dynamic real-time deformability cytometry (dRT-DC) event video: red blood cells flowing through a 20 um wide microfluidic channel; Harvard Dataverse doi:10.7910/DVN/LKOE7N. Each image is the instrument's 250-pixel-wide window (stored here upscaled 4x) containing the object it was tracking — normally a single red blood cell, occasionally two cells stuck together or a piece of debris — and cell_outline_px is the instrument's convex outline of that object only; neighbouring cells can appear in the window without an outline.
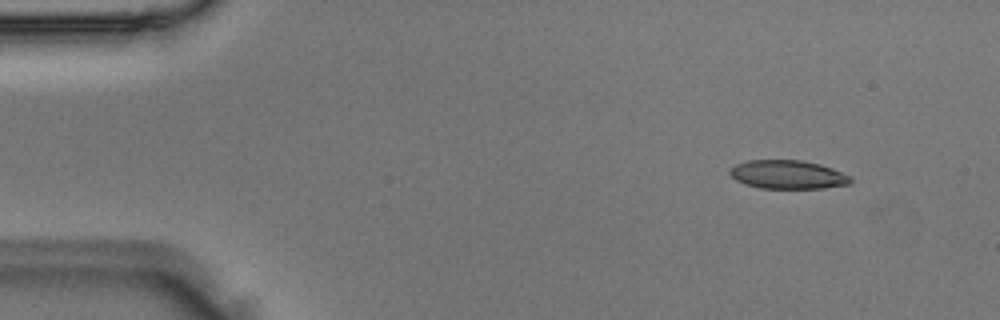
{"species": "Egyptian fruit bat (a non-hibernating species)", "species_latin": "Rousettus aegyptiacus", "temperature_condition": "room temperature", "stored_images_in_passage": 6, "camera_frame_rate_fps": 3000, "um_per_image_px": 0.085, "animal": {"sex": "male"}, "frame": {"image": 1, "passage_image": 2, "time_ms": 0.333, "image_size_px": [1000, 320], "cell_outline_px": [[852, 180], [848, 184], [820, 188], [760, 188], [744, 184], [736, 180], [728, 172], [736, 164], [748, 160], [800, 160], [820, 164], [832, 168], [852, 176]], "centroid_in_image_um": [66.96, 14.83], "position_along_channel_um": 18.0, "area_um2": 20.06}}
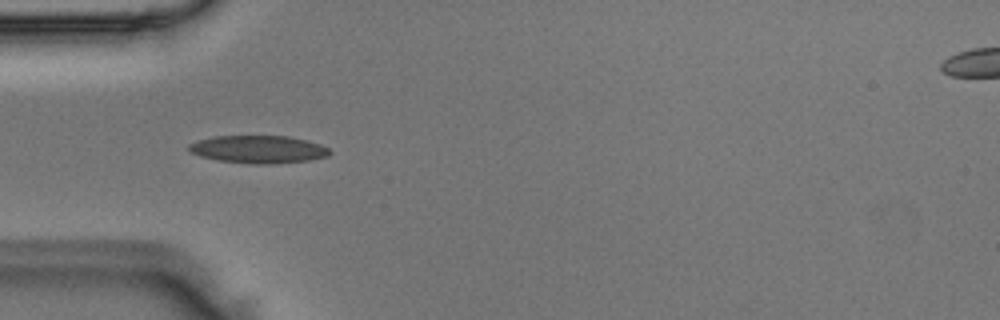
{"frame": {"image": 2, "passage_image": 5, "time_ms": 1.333, "image_size_px": [1000, 320], "cell_outline_px": [[332, 152], [328, 156], [308, 160], [272, 164], [248, 164], [216, 160], [200, 156], [188, 152], [188, 144], [196, 140], [212, 136], [288, 136], [308, 140], [320, 144], [328, 148]], "centroid_in_image_um": [21.92, 12.69], "position_along_channel_um": 63.1, "area_um2": 23.06}}
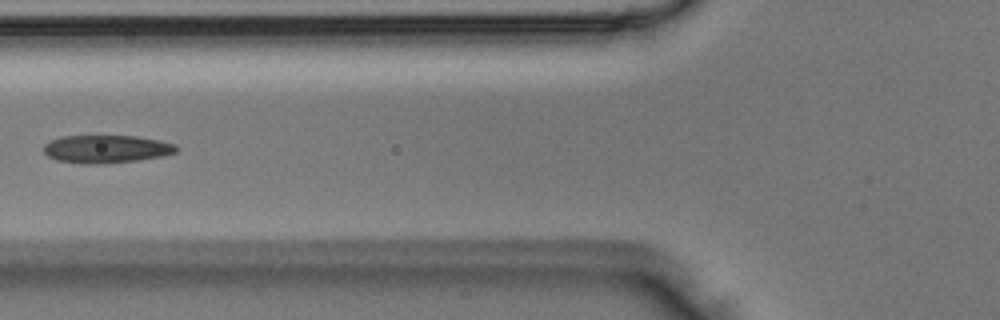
{"frame": {"image": 3, "passage_image": 6, "time_ms": 1.667, "image_size_px": [1000, 320], "cell_outline_px": [[176, 152], [164, 156], [136, 160], [92, 164], [84, 164], [56, 160], [48, 156], [44, 152], [44, 144], [52, 140], [64, 136], [136, 136], [160, 140], [176, 144]], "centroid_in_image_um": [9.04, 12.66], "position_along_channel_um": 116.8, "area_um2": 21.39}}